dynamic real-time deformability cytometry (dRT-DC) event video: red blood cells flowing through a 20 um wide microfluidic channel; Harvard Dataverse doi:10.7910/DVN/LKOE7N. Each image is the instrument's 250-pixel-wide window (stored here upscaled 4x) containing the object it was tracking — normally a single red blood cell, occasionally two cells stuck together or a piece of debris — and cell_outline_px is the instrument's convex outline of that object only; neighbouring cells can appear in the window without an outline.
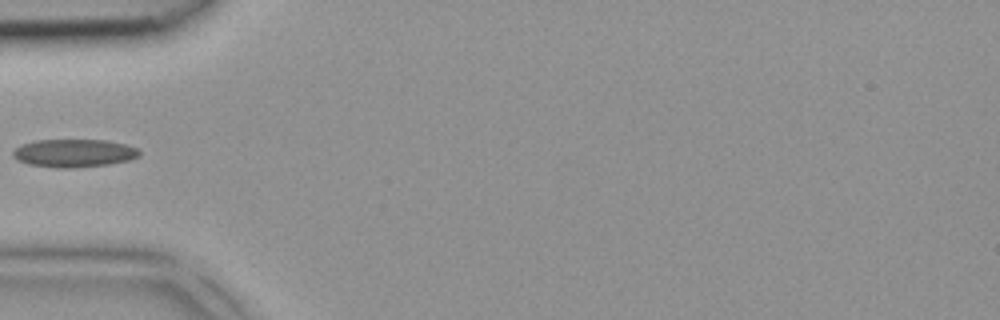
{"species": "common noctule bat (a hibernating species)", "species_latin": "Nyctalus noctula", "temperature_condition": "room temperature", "stored_images_in_passage": 3, "camera_frame_rate_fps": 3000, "um_per_image_px": 0.085, "animal": {"sex": "female", "body_mass_g": 18.4}, "frame": {"image": 1, "passage_image": 3, "time_ms": 0.667, "image_size_px": [1000, 320], "cell_outline_px": [[140, 156], [128, 160], [108, 164], [76, 168], [56, 168], [28, 164], [16, 160], [12, 156], [12, 152], [16, 148], [24, 144], [36, 140], [104, 140], [124, 144], [136, 148], [140, 152]], "centroid_in_image_um": [6.26, 13.02], "position_along_channel_um": 78.7, "area_um2": 20.58}}